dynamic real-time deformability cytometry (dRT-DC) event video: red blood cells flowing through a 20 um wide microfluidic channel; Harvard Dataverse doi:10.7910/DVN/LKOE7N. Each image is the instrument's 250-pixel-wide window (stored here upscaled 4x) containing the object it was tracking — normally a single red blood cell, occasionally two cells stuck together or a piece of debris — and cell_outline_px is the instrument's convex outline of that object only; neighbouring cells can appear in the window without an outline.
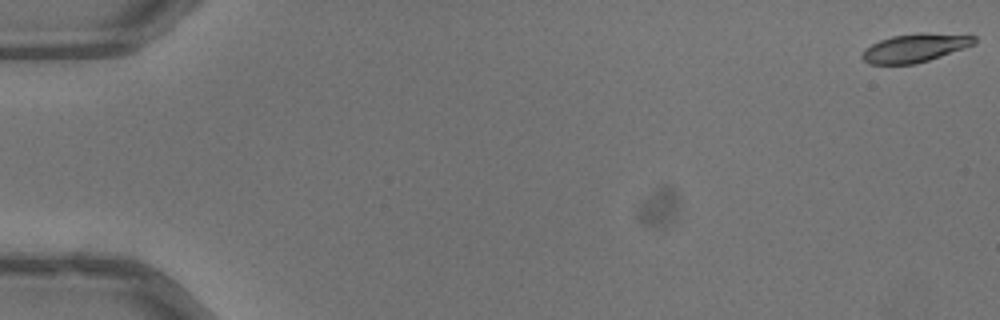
{"species": "common noctule bat (a hibernating species)", "species_latin": "Nyctalus noctula", "temperature_condition": "warm", "stored_images_in_passage": 53, "camera_frame_rate_fps": 3000, "um_per_image_px": 0.085, "animal": {"sex": "male", "body_mass_g": 13.3}, "frame": {"image": 1, "passage_image": 1, "time_ms": 0.0, "image_size_px": [1000, 320], "cell_outline_px": [[976, 44], [916, 64], [868, 64], [860, 56], [864, 48], [880, 40], [892, 36], [920, 32], [924, 32], [976, 36]], "centroid_in_image_um": [77.75, 4.07], "position_along_channel_um": 7.2, "area_um2": 18.61}}
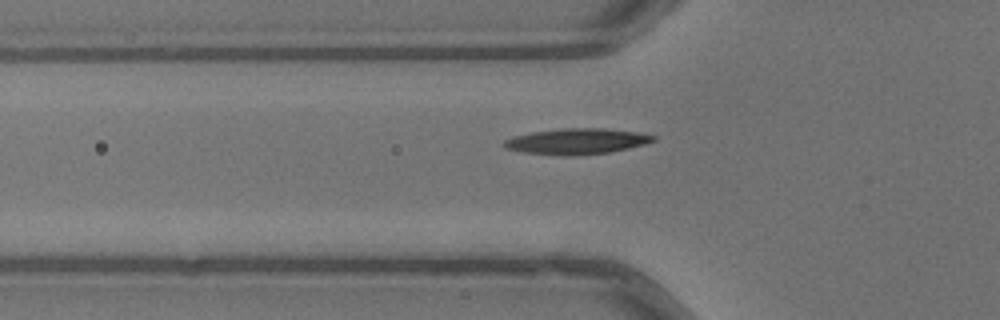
{"frame": {"image": 2, "passage_image": 19, "time_ms": 6.0, "image_size_px": [1000, 320], "cell_outline_px": [[656, 140], [644, 144], [628, 148], [608, 152], [572, 156], [524, 152], [504, 148], [504, 140], [512, 136], [532, 132], [560, 128], [600, 128], [636, 132], [656, 136]], "centroid_in_image_um": [49.0, 12.0], "position_along_channel_um": 76.8, "area_um2": 22.2}}
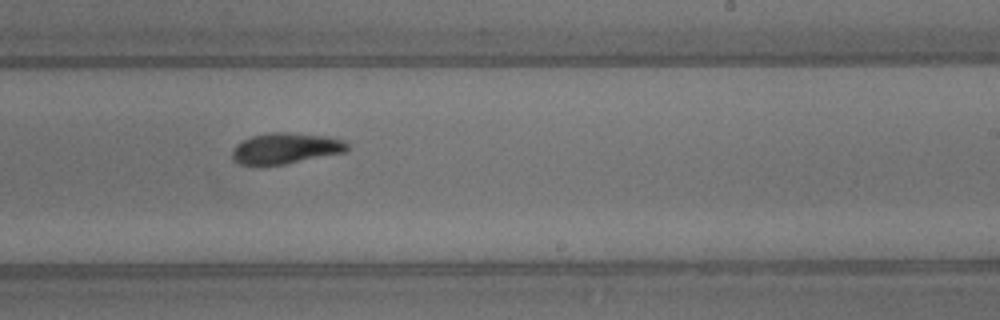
{"frame": {"image": 3, "passage_image": 33, "time_ms": 10.667, "image_size_px": [1000, 320], "cell_outline_px": [[348, 148], [344, 152], [264, 168], [256, 168], [240, 164], [232, 160], [232, 148], [236, 144], [252, 136], [268, 132], [288, 132], [328, 136], [344, 140], [348, 144]], "centroid_in_image_um": [24.19, 12.64], "position_along_channel_um": 264.8, "area_um2": 21.33}, "authors_computed_cell_mechanics": {"area_um2": 20.23, "velocity_mm_per_s": 4.0135, "shape_relaxation_time_tau1_ms": 5.1944, "shape_relaxation_time_tau2_ms": 3.0274, "deformation_change_tau1": 0.195, "deformation_change_tau2": 0.1022}}